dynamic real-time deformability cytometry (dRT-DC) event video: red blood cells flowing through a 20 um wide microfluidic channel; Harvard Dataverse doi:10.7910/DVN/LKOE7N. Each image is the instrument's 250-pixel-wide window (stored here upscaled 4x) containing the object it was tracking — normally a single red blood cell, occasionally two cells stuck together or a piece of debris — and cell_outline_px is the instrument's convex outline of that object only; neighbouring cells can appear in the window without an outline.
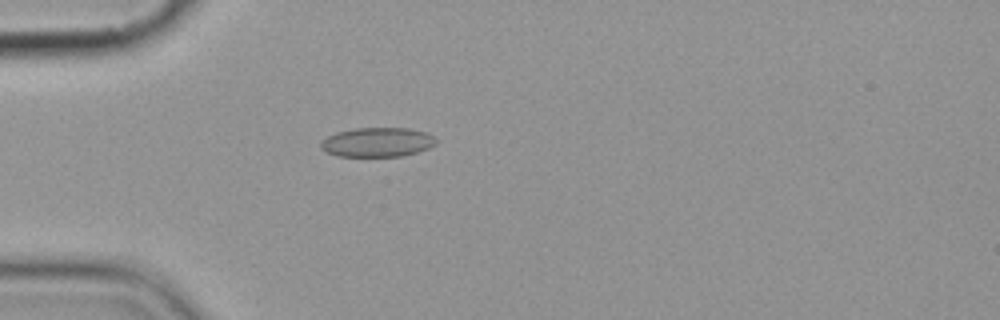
{"species": "common noctule bat (a hibernating species)", "species_latin": "Nyctalus noctula", "temperature_condition": "cold", "stored_images_in_passage": 5, "camera_frame_rate_fps": 3000, "um_per_image_px": 0.085, "animal": {"sex": "female", "body_mass_g": 19.9}, "frame": {"image": 1, "passage_image": 5, "time_ms": 4.333, "image_size_px": [1000, 320], "cell_outline_px": [[436, 144], [428, 148], [404, 156], [336, 156], [324, 152], [320, 148], [320, 140], [336, 132], [356, 128], [408, 128], [424, 132], [432, 136], [436, 140]], "centroid_in_image_um": [32.01, 12.09], "position_along_channel_um": 53.0, "area_um2": 19.77}}